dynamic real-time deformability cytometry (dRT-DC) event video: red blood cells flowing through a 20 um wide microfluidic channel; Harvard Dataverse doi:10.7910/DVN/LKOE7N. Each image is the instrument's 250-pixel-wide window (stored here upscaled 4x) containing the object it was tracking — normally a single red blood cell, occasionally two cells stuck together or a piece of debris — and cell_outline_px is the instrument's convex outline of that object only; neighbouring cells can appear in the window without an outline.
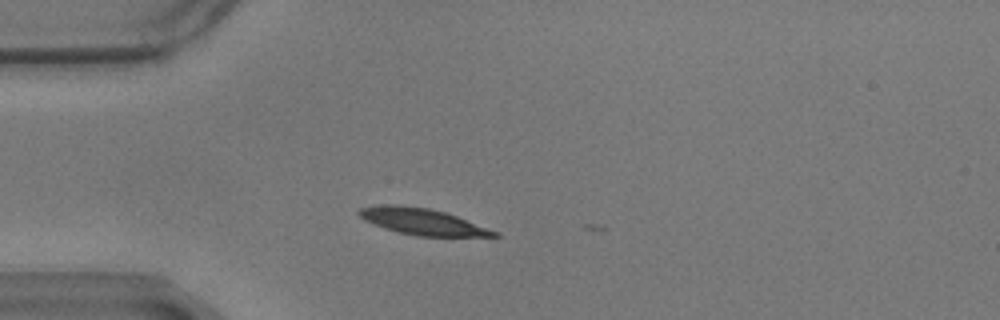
{"species": "common noctule bat (a hibernating species)", "species_latin": "Nyctalus noctula", "temperature_condition": "warm", "stored_images_in_passage": 4, "camera_frame_rate_fps": 3000, "um_per_image_px": 0.085, "animal": {"sex": "male", "body_mass_g": 17.9}, "frame": {"image": 1, "passage_image": 2, "time_ms": 0.333, "image_size_px": [1000, 320], "cell_outline_px": [[500, 236], [416, 236], [384, 228], [372, 224], [364, 220], [356, 212], [360, 208], [384, 204], [392, 204], [428, 208], [444, 212], [456, 216], [500, 232]], "centroid_in_image_um": [35.88, 18.83], "position_along_channel_um": 49.1, "area_um2": 20.58}}